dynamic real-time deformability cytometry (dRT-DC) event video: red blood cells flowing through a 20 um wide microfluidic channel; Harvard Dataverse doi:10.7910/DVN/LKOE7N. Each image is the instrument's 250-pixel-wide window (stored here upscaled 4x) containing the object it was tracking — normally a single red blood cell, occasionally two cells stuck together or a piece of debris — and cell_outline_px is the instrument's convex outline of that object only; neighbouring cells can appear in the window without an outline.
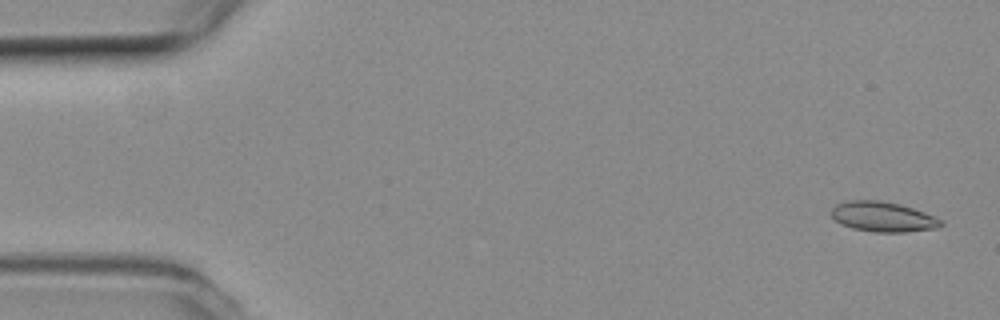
{"species": "common noctule bat (a hibernating species)", "species_latin": "Nyctalus noctula", "temperature_condition": "room temperature", "stored_images_in_passage": 53, "camera_frame_rate_fps": 3000, "um_per_image_px": 0.085, "animal": {"sex": "female", "body_mass_g": 19.3, "forearm_length_mm": 54.1}, "frame": {"image": 1, "passage_image": 2, "time_ms": 0.333, "image_size_px": [1000, 320], "cell_outline_px": [[944, 224], [936, 228], [904, 232], [876, 232], [852, 228], [840, 224], [828, 212], [836, 204], [848, 200], [880, 200], [900, 204], [924, 212], [940, 220]], "centroid_in_image_um": [74.99, 18.42], "position_along_channel_um": 10.0, "area_um2": 19.13}}
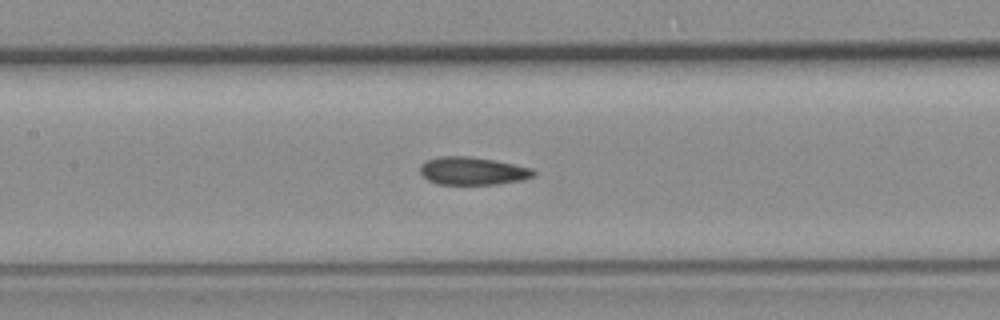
{"frame": {"image": 2, "passage_image": 24, "time_ms": 7.667, "image_size_px": [1000, 320], "cell_outline_px": [[536, 176], [524, 180], [496, 184], [436, 184], [428, 180], [420, 172], [420, 164], [424, 160], [440, 156], [468, 156], [492, 160], [532, 168], [536, 172]], "centroid_in_image_um": [40.16, 14.53], "position_along_channel_um": 167.2, "area_um2": 18.5}}
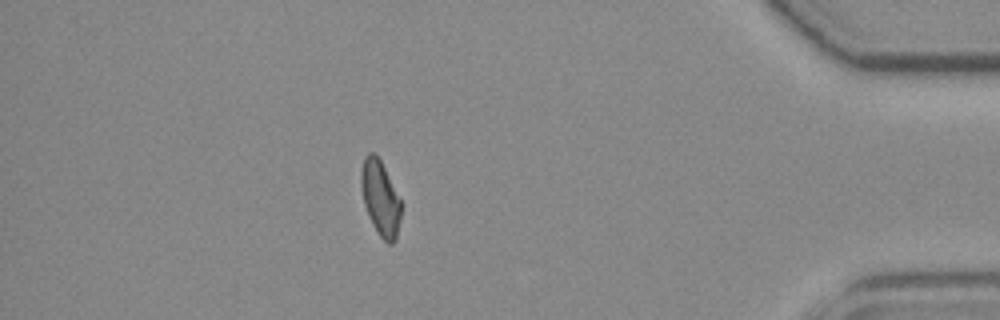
{"frame": {"image": 3, "passage_image": 46, "time_ms": 15.0, "image_size_px": [1000, 320], "cell_outline_px": [[400, 220], [396, 240], [392, 244], [388, 244], [380, 236], [372, 224], [364, 204], [360, 184], [360, 172], [364, 156], [368, 152], [376, 152], [400, 200]], "centroid_in_image_um": [32.3, 16.83], "position_along_channel_um": 402.9, "area_um2": 17.34}, "authors_computed_cell_mechanics": {"area_um2": 18.3804, "velocity_mm_per_s": 3.8789, "shape_relaxation_time_tau1_ms": null, "shape_relaxation_time_tau2_ms": 4.1633, "deformation_change_tau1": null, "deformation_change_tau2": 0.0999}}